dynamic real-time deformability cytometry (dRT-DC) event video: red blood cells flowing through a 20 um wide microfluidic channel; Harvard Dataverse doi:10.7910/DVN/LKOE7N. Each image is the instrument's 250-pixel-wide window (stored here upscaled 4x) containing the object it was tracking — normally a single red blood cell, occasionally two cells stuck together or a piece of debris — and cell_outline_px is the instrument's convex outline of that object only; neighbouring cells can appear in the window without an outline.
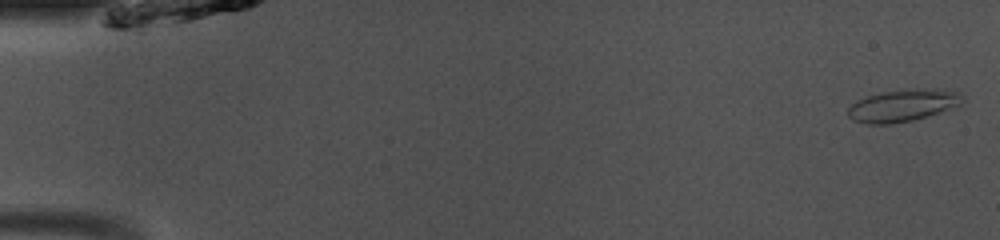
{"species": "common noctule bat (a hibernating species)", "species_latin": "Nyctalus noctula", "temperature_condition": "room temperature", "stored_images_in_passage": 48, "camera_frame_rate_fps": 3000, "um_per_image_px": 0.085, "animal": {"sex": "male", "body_mass_g": 13.0, "forearm_length_mm": 53.1}, "frame": {"image": 1, "passage_image": 1, "time_ms": 0.0, "image_size_px": [1000, 240], "cell_outline_px": [[964, 100], [960, 104], [912, 120], [892, 124], [868, 124], [852, 120], [848, 116], [848, 108], [856, 100], [868, 96], [884, 92], [904, 88], [944, 88], [960, 92], [964, 96]], "centroid_in_image_um": [76.74, 8.93], "position_along_channel_um": 8.3, "area_um2": 21.5}}
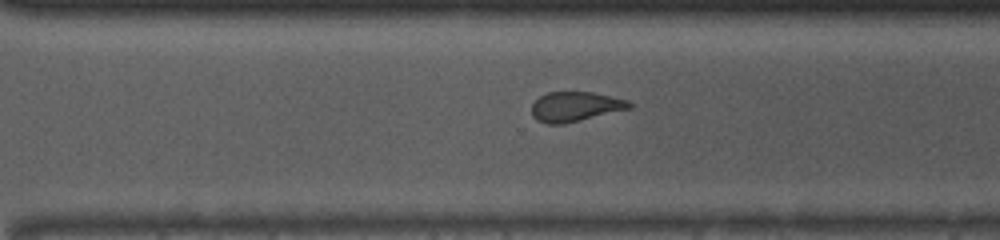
{"frame": {"image": 2, "passage_image": 34, "time_ms": 11.0, "image_size_px": [1000, 240], "cell_outline_px": [[632, 108], [564, 124], [548, 124], [536, 120], [532, 116], [532, 104], [540, 96], [548, 92], [592, 92], [628, 100], [632, 104]], "centroid_in_image_um": [48.89, 9.07], "position_along_channel_um": 321.7, "area_um2": 16.94}}
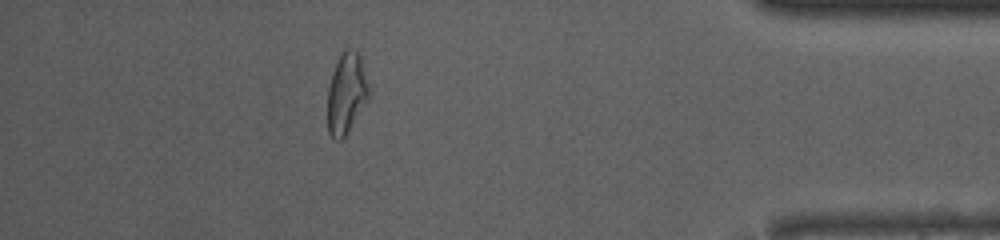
{"frame": {"image": 3, "passage_image": 43, "time_ms": 14.0, "image_size_px": [1000, 240], "cell_outline_px": [[372, 92], [368, 100], [344, 136], [340, 140], [332, 140], [328, 132], [328, 88], [332, 72], [344, 48], [348, 48], [356, 52], [360, 56]], "centroid_in_image_um": [29.46, 7.93], "position_along_channel_um": 405.7, "area_um2": 19.48}, "authors_computed_cell_mechanics": {"area_um2": 18.4382, "velocity_mm_per_s": 4.1151, "shape_relaxation_time_tau1_ms": null, "shape_relaxation_time_tau2_ms": 1.0644, "deformation_change_tau1": null, "deformation_change_tau2": 0.0737}}